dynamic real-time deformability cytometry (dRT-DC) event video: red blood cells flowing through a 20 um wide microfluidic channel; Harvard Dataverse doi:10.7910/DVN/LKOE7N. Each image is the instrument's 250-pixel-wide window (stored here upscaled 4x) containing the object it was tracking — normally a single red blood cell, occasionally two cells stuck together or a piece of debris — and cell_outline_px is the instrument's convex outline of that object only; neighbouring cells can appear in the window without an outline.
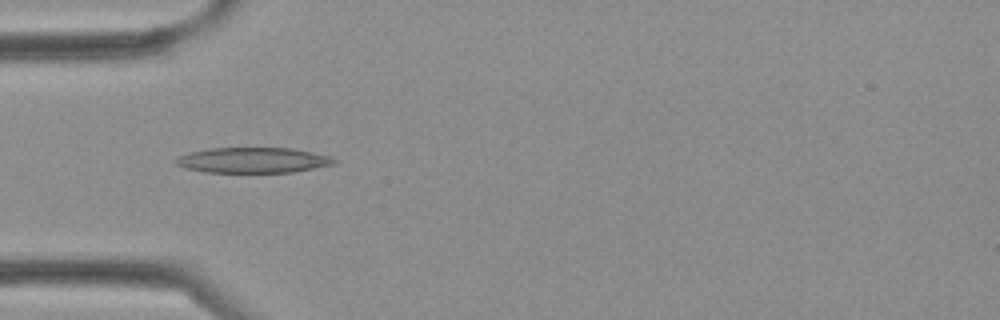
{"species": "Egyptian fruit bat (a non-hibernating species)", "species_latin": "Rousettus aegyptiacus", "temperature_condition": "cold", "stored_images_in_passage": 3, "camera_frame_rate_fps": 3000, "um_per_image_px": 0.085, "frame": {"image": 1, "passage_image": 3, "time_ms": 0.667, "image_size_px": [1000, 320], "cell_outline_px": [[336, 164], [292, 172], [204, 172], [184, 168], [176, 164], [172, 160], [180, 156], [192, 152], [212, 148], [292, 148], [312, 152], [328, 156], [336, 160]], "centroid_in_image_um": [21.49, 13.62], "position_along_channel_um": 63.5, "area_um2": 23.29}}